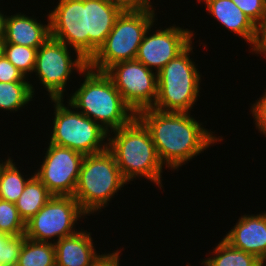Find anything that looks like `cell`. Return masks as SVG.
<instances>
[{"label":"cell","instance_id":"6da1fadb","mask_svg":"<svg viewBox=\"0 0 266 266\" xmlns=\"http://www.w3.org/2000/svg\"><path fill=\"white\" fill-rule=\"evenodd\" d=\"M136 117L149 131L161 163L172 171H178L186 162L223 140L187 112H161L149 108L137 113Z\"/></svg>","mask_w":266,"mask_h":266},{"label":"cell","instance_id":"7a4b0ae2","mask_svg":"<svg viewBox=\"0 0 266 266\" xmlns=\"http://www.w3.org/2000/svg\"><path fill=\"white\" fill-rule=\"evenodd\" d=\"M108 150L114 155L128 183L145 178L162 190L165 167L158 157L149 131L137 117L127 125L108 132Z\"/></svg>","mask_w":266,"mask_h":266},{"label":"cell","instance_id":"3957f363","mask_svg":"<svg viewBox=\"0 0 266 266\" xmlns=\"http://www.w3.org/2000/svg\"><path fill=\"white\" fill-rule=\"evenodd\" d=\"M80 76L84 77L83 82L66 98L79 112L108 132L127 125L136 117L105 72L87 67Z\"/></svg>","mask_w":266,"mask_h":266},{"label":"cell","instance_id":"277c9868","mask_svg":"<svg viewBox=\"0 0 266 266\" xmlns=\"http://www.w3.org/2000/svg\"><path fill=\"white\" fill-rule=\"evenodd\" d=\"M126 184L129 183L123 178L114 155L107 149L84 156L73 197L88 216L98 215Z\"/></svg>","mask_w":266,"mask_h":266},{"label":"cell","instance_id":"5b68a950","mask_svg":"<svg viewBox=\"0 0 266 266\" xmlns=\"http://www.w3.org/2000/svg\"><path fill=\"white\" fill-rule=\"evenodd\" d=\"M193 42L158 73V96L153 109L161 112H187L196 105L202 81L198 64L190 58Z\"/></svg>","mask_w":266,"mask_h":266},{"label":"cell","instance_id":"8992f818","mask_svg":"<svg viewBox=\"0 0 266 266\" xmlns=\"http://www.w3.org/2000/svg\"><path fill=\"white\" fill-rule=\"evenodd\" d=\"M54 108L49 143L70 148L84 156L108 149V131L62 99H49Z\"/></svg>","mask_w":266,"mask_h":266},{"label":"cell","instance_id":"52a82bcc","mask_svg":"<svg viewBox=\"0 0 266 266\" xmlns=\"http://www.w3.org/2000/svg\"><path fill=\"white\" fill-rule=\"evenodd\" d=\"M156 20V12L123 11L105 42L88 61V67L105 72L117 62L135 60L145 33Z\"/></svg>","mask_w":266,"mask_h":266},{"label":"cell","instance_id":"ba28073f","mask_svg":"<svg viewBox=\"0 0 266 266\" xmlns=\"http://www.w3.org/2000/svg\"><path fill=\"white\" fill-rule=\"evenodd\" d=\"M87 67L88 61L81 55H71L69 46L49 37L37 49L33 75L35 73L39 85L48 92V98L65 99L72 73L76 71L80 75Z\"/></svg>","mask_w":266,"mask_h":266},{"label":"cell","instance_id":"9c48e42d","mask_svg":"<svg viewBox=\"0 0 266 266\" xmlns=\"http://www.w3.org/2000/svg\"><path fill=\"white\" fill-rule=\"evenodd\" d=\"M73 196L53 197L26 222V238L55 243L79 231L76 224L88 218ZM55 238V239H54ZM57 238V239H56ZM53 239V240H52Z\"/></svg>","mask_w":266,"mask_h":266},{"label":"cell","instance_id":"30bf717a","mask_svg":"<svg viewBox=\"0 0 266 266\" xmlns=\"http://www.w3.org/2000/svg\"><path fill=\"white\" fill-rule=\"evenodd\" d=\"M105 73L135 114L153 108L158 96L157 73L136 59L117 62Z\"/></svg>","mask_w":266,"mask_h":266},{"label":"cell","instance_id":"8fae6325","mask_svg":"<svg viewBox=\"0 0 266 266\" xmlns=\"http://www.w3.org/2000/svg\"><path fill=\"white\" fill-rule=\"evenodd\" d=\"M48 145L34 174L53 195L73 196L84 155L70 148Z\"/></svg>","mask_w":266,"mask_h":266},{"label":"cell","instance_id":"7c38bea8","mask_svg":"<svg viewBox=\"0 0 266 266\" xmlns=\"http://www.w3.org/2000/svg\"><path fill=\"white\" fill-rule=\"evenodd\" d=\"M154 26L155 24L150 26L145 33L136 60L158 73L193 42L196 32L179 27V25L176 26V24L165 26V28L159 27L156 30L152 28Z\"/></svg>","mask_w":266,"mask_h":266},{"label":"cell","instance_id":"4fadbf2b","mask_svg":"<svg viewBox=\"0 0 266 266\" xmlns=\"http://www.w3.org/2000/svg\"><path fill=\"white\" fill-rule=\"evenodd\" d=\"M56 4L48 13L51 37L69 46L72 53L89 61L86 0H58Z\"/></svg>","mask_w":266,"mask_h":266},{"label":"cell","instance_id":"5bb4252c","mask_svg":"<svg viewBox=\"0 0 266 266\" xmlns=\"http://www.w3.org/2000/svg\"><path fill=\"white\" fill-rule=\"evenodd\" d=\"M223 239L232 247L266 261V212L240 216Z\"/></svg>","mask_w":266,"mask_h":266},{"label":"cell","instance_id":"9a60e30c","mask_svg":"<svg viewBox=\"0 0 266 266\" xmlns=\"http://www.w3.org/2000/svg\"><path fill=\"white\" fill-rule=\"evenodd\" d=\"M123 12L111 0H86V34H89V60L105 42Z\"/></svg>","mask_w":266,"mask_h":266},{"label":"cell","instance_id":"2e32d148","mask_svg":"<svg viewBox=\"0 0 266 266\" xmlns=\"http://www.w3.org/2000/svg\"><path fill=\"white\" fill-rule=\"evenodd\" d=\"M47 24L37 21L34 15L28 16L22 12L7 15L5 20L4 43L18 44L38 49L49 37L50 19L46 15Z\"/></svg>","mask_w":266,"mask_h":266},{"label":"cell","instance_id":"e0dca14e","mask_svg":"<svg viewBox=\"0 0 266 266\" xmlns=\"http://www.w3.org/2000/svg\"><path fill=\"white\" fill-rule=\"evenodd\" d=\"M91 236V232L81 229L74 235L56 241V266H92L102 254L96 250Z\"/></svg>","mask_w":266,"mask_h":266},{"label":"cell","instance_id":"ac0fdd59","mask_svg":"<svg viewBox=\"0 0 266 266\" xmlns=\"http://www.w3.org/2000/svg\"><path fill=\"white\" fill-rule=\"evenodd\" d=\"M205 3V9L214 20H217L228 32L249 43L250 53H253L255 24L241 11L232 0H196ZM252 51V52H251Z\"/></svg>","mask_w":266,"mask_h":266},{"label":"cell","instance_id":"d6986e66","mask_svg":"<svg viewBox=\"0 0 266 266\" xmlns=\"http://www.w3.org/2000/svg\"><path fill=\"white\" fill-rule=\"evenodd\" d=\"M53 194L35 176L25 184V189L15 203L20 217L26 223L30 220L51 198Z\"/></svg>","mask_w":266,"mask_h":266},{"label":"cell","instance_id":"ffe728a7","mask_svg":"<svg viewBox=\"0 0 266 266\" xmlns=\"http://www.w3.org/2000/svg\"><path fill=\"white\" fill-rule=\"evenodd\" d=\"M210 256L203 259L202 266H261L262 261L256 256L232 247L223 238L215 245Z\"/></svg>","mask_w":266,"mask_h":266},{"label":"cell","instance_id":"44dd1931","mask_svg":"<svg viewBox=\"0 0 266 266\" xmlns=\"http://www.w3.org/2000/svg\"><path fill=\"white\" fill-rule=\"evenodd\" d=\"M30 82H0V110L15 113L34 101L35 87Z\"/></svg>","mask_w":266,"mask_h":266},{"label":"cell","instance_id":"7402d4cb","mask_svg":"<svg viewBox=\"0 0 266 266\" xmlns=\"http://www.w3.org/2000/svg\"><path fill=\"white\" fill-rule=\"evenodd\" d=\"M16 266H56L54 243L25 238Z\"/></svg>","mask_w":266,"mask_h":266},{"label":"cell","instance_id":"603a6c76","mask_svg":"<svg viewBox=\"0 0 266 266\" xmlns=\"http://www.w3.org/2000/svg\"><path fill=\"white\" fill-rule=\"evenodd\" d=\"M11 157L2 167L0 173V199L16 203L25 189V184L34 175H23ZM29 177V178H28Z\"/></svg>","mask_w":266,"mask_h":266},{"label":"cell","instance_id":"cb8c5ba5","mask_svg":"<svg viewBox=\"0 0 266 266\" xmlns=\"http://www.w3.org/2000/svg\"><path fill=\"white\" fill-rule=\"evenodd\" d=\"M37 49L18 44L5 43L4 55L25 76L33 77ZM30 75V76H29Z\"/></svg>","mask_w":266,"mask_h":266},{"label":"cell","instance_id":"d4e9b609","mask_svg":"<svg viewBox=\"0 0 266 266\" xmlns=\"http://www.w3.org/2000/svg\"><path fill=\"white\" fill-rule=\"evenodd\" d=\"M0 231L9 236L25 234L26 223L14 203L0 199Z\"/></svg>","mask_w":266,"mask_h":266},{"label":"cell","instance_id":"484cf974","mask_svg":"<svg viewBox=\"0 0 266 266\" xmlns=\"http://www.w3.org/2000/svg\"><path fill=\"white\" fill-rule=\"evenodd\" d=\"M25 234L5 235L0 231V266H16Z\"/></svg>","mask_w":266,"mask_h":266},{"label":"cell","instance_id":"4316f807","mask_svg":"<svg viewBox=\"0 0 266 266\" xmlns=\"http://www.w3.org/2000/svg\"><path fill=\"white\" fill-rule=\"evenodd\" d=\"M232 1L255 25L261 19L266 8V0H232Z\"/></svg>","mask_w":266,"mask_h":266},{"label":"cell","instance_id":"83f0119b","mask_svg":"<svg viewBox=\"0 0 266 266\" xmlns=\"http://www.w3.org/2000/svg\"><path fill=\"white\" fill-rule=\"evenodd\" d=\"M250 107V111L254 118V124L256 129H258V133L264 135L266 137V89L263 91L260 98H258Z\"/></svg>","mask_w":266,"mask_h":266},{"label":"cell","instance_id":"f1b7e54d","mask_svg":"<svg viewBox=\"0 0 266 266\" xmlns=\"http://www.w3.org/2000/svg\"><path fill=\"white\" fill-rule=\"evenodd\" d=\"M25 76L6 58L0 59V82H30Z\"/></svg>","mask_w":266,"mask_h":266},{"label":"cell","instance_id":"f546056e","mask_svg":"<svg viewBox=\"0 0 266 266\" xmlns=\"http://www.w3.org/2000/svg\"><path fill=\"white\" fill-rule=\"evenodd\" d=\"M253 54L266 58V8L258 23L255 25Z\"/></svg>","mask_w":266,"mask_h":266},{"label":"cell","instance_id":"4dcf8cb0","mask_svg":"<svg viewBox=\"0 0 266 266\" xmlns=\"http://www.w3.org/2000/svg\"><path fill=\"white\" fill-rule=\"evenodd\" d=\"M123 11H147L156 12L157 6H153L151 0H111Z\"/></svg>","mask_w":266,"mask_h":266},{"label":"cell","instance_id":"1f68e13d","mask_svg":"<svg viewBox=\"0 0 266 266\" xmlns=\"http://www.w3.org/2000/svg\"><path fill=\"white\" fill-rule=\"evenodd\" d=\"M124 248H120V250H114L113 252H109L107 253L105 251L104 254H102L95 262L92 266H120V256H122V250Z\"/></svg>","mask_w":266,"mask_h":266},{"label":"cell","instance_id":"d6a6232c","mask_svg":"<svg viewBox=\"0 0 266 266\" xmlns=\"http://www.w3.org/2000/svg\"><path fill=\"white\" fill-rule=\"evenodd\" d=\"M2 9V8H0ZM6 12H2V10H0V40H4V36H5V20H6V16L5 15Z\"/></svg>","mask_w":266,"mask_h":266},{"label":"cell","instance_id":"836d02e7","mask_svg":"<svg viewBox=\"0 0 266 266\" xmlns=\"http://www.w3.org/2000/svg\"><path fill=\"white\" fill-rule=\"evenodd\" d=\"M5 43L4 40H0V59L4 56Z\"/></svg>","mask_w":266,"mask_h":266},{"label":"cell","instance_id":"e575fe53","mask_svg":"<svg viewBox=\"0 0 266 266\" xmlns=\"http://www.w3.org/2000/svg\"><path fill=\"white\" fill-rule=\"evenodd\" d=\"M11 156H8V158H5V159H1L0 160V173H1V169L3 167V165L10 159Z\"/></svg>","mask_w":266,"mask_h":266},{"label":"cell","instance_id":"d590c367","mask_svg":"<svg viewBox=\"0 0 266 266\" xmlns=\"http://www.w3.org/2000/svg\"><path fill=\"white\" fill-rule=\"evenodd\" d=\"M261 266H266V261L262 262Z\"/></svg>","mask_w":266,"mask_h":266}]
</instances>
